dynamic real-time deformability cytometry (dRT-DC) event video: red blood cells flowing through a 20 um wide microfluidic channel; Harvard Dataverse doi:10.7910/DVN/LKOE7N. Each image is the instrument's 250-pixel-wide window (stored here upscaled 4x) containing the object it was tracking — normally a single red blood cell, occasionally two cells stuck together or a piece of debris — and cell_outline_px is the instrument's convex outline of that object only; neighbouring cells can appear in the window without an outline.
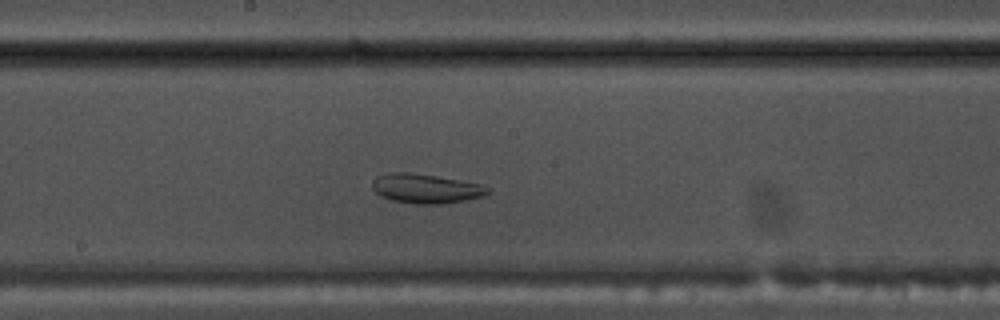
{"species": "common noctule bat (a hibernating species)", "species_latin": "Nyctalus noctula", "temperature_condition": "warm", "stored_images_in_passage": 44, "camera_frame_rate_fps": 3000, "um_per_image_px": 0.085, "animal": {"sex": "male", "body_mass_g": 17.5, "forearm_length_mm": 52.3}, "frame": {"image": 1, "passage_image": 19, "time_ms": 6.0, "image_size_px": [1000, 320], "cell_outline_px": [[492, 192], [484, 196], [464, 200], [440, 204], [416, 204], [392, 200], [380, 196], [372, 188], [372, 180], [376, 176], [388, 172], [404, 172], [436, 176], [480, 184], [492, 188]], "centroid_in_image_um": [36.19, 16.03], "position_along_channel_um": 212.0, "area_um2": 19.83}}
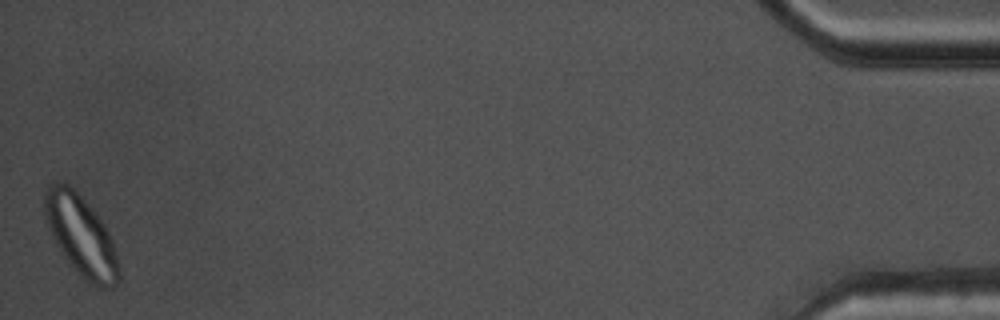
{"frame": {"image": 2, "passage_image": 44, "time_ms": 14.333, "image_size_px": [1000, 320], "cell_outline_px": [[120, 280], [112, 288], [100, 288], [88, 284], [68, 264], [60, 252], [44, 220], [44, 192], [52, 184], [68, 184], [96, 212], [104, 224], [112, 240], [116, 252], [120, 268]], "centroid_in_image_um": [6.9, 20.11], "position_along_channel_um": 428.3, "area_um2": 35.14}}